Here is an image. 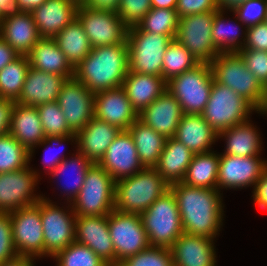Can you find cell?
<instances>
[{
    "label": "cell",
    "mask_w": 267,
    "mask_h": 266,
    "mask_svg": "<svg viewBox=\"0 0 267 266\" xmlns=\"http://www.w3.org/2000/svg\"><path fill=\"white\" fill-rule=\"evenodd\" d=\"M193 156L194 153L180 141L167 138L154 168L169 185L182 182Z\"/></svg>",
    "instance_id": "1f68e13d"
},
{
    "label": "cell",
    "mask_w": 267,
    "mask_h": 266,
    "mask_svg": "<svg viewBox=\"0 0 267 266\" xmlns=\"http://www.w3.org/2000/svg\"><path fill=\"white\" fill-rule=\"evenodd\" d=\"M121 0H86L83 4L93 10H104L117 13Z\"/></svg>",
    "instance_id": "11a10c76"
},
{
    "label": "cell",
    "mask_w": 267,
    "mask_h": 266,
    "mask_svg": "<svg viewBox=\"0 0 267 266\" xmlns=\"http://www.w3.org/2000/svg\"><path fill=\"white\" fill-rule=\"evenodd\" d=\"M179 16L175 9L151 8L137 25L144 32L168 35L176 38Z\"/></svg>",
    "instance_id": "60d3db41"
},
{
    "label": "cell",
    "mask_w": 267,
    "mask_h": 266,
    "mask_svg": "<svg viewBox=\"0 0 267 266\" xmlns=\"http://www.w3.org/2000/svg\"><path fill=\"white\" fill-rule=\"evenodd\" d=\"M46 1L47 0H17L19 8L22 12H32Z\"/></svg>",
    "instance_id": "91938a15"
},
{
    "label": "cell",
    "mask_w": 267,
    "mask_h": 266,
    "mask_svg": "<svg viewBox=\"0 0 267 266\" xmlns=\"http://www.w3.org/2000/svg\"><path fill=\"white\" fill-rule=\"evenodd\" d=\"M115 180L98 164L87 171L82 188L72 201L79 216H108L114 210Z\"/></svg>",
    "instance_id": "52a82bcc"
},
{
    "label": "cell",
    "mask_w": 267,
    "mask_h": 266,
    "mask_svg": "<svg viewBox=\"0 0 267 266\" xmlns=\"http://www.w3.org/2000/svg\"><path fill=\"white\" fill-rule=\"evenodd\" d=\"M245 27L266 21L267 0H247L233 11Z\"/></svg>",
    "instance_id": "bcb514c9"
},
{
    "label": "cell",
    "mask_w": 267,
    "mask_h": 266,
    "mask_svg": "<svg viewBox=\"0 0 267 266\" xmlns=\"http://www.w3.org/2000/svg\"><path fill=\"white\" fill-rule=\"evenodd\" d=\"M76 18L81 23L92 48L126 42L128 28L123 24L118 13L93 10L79 5Z\"/></svg>",
    "instance_id": "9a60e30c"
},
{
    "label": "cell",
    "mask_w": 267,
    "mask_h": 266,
    "mask_svg": "<svg viewBox=\"0 0 267 266\" xmlns=\"http://www.w3.org/2000/svg\"><path fill=\"white\" fill-rule=\"evenodd\" d=\"M2 37L18 55H28L41 38L31 12H21L0 21Z\"/></svg>",
    "instance_id": "4316f807"
},
{
    "label": "cell",
    "mask_w": 267,
    "mask_h": 266,
    "mask_svg": "<svg viewBox=\"0 0 267 266\" xmlns=\"http://www.w3.org/2000/svg\"><path fill=\"white\" fill-rule=\"evenodd\" d=\"M75 3H77L78 5H83L85 3L86 0H72Z\"/></svg>",
    "instance_id": "e7e4bbea"
},
{
    "label": "cell",
    "mask_w": 267,
    "mask_h": 266,
    "mask_svg": "<svg viewBox=\"0 0 267 266\" xmlns=\"http://www.w3.org/2000/svg\"><path fill=\"white\" fill-rule=\"evenodd\" d=\"M122 87L126 91L132 107L139 114L167 90V82L160 76L129 71Z\"/></svg>",
    "instance_id": "4dcf8cb0"
},
{
    "label": "cell",
    "mask_w": 267,
    "mask_h": 266,
    "mask_svg": "<svg viewBox=\"0 0 267 266\" xmlns=\"http://www.w3.org/2000/svg\"><path fill=\"white\" fill-rule=\"evenodd\" d=\"M256 108L231 88L213 80L210 98L201 114L219 134L235 125L248 121Z\"/></svg>",
    "instance_id": "277c9868"
},
{
    "label": "cell",
    "mask_w": 267,
    "mask_h": 266,
    "mask_svg": "<svg viewBox=\"0 0 267 266\" xmlns=\"http://www.w3.org/2000/svg\"><path fill=\"white\" fill-rule=\"evenodd\" d=\"M56 204L45 195L40 199V214L44 232V257L53 258L75 241L76 215L71 203H65L67 204L66 208Z\"/></svg>",
    "instance_id": "30bf717a"
},
{
    "label": "cell",
    "mask_w": 267,
    "mask_h": 266,
    "mask_svg": "<svg viewBox=\"0 0 267 266\" xmlns=\"http://www.w3.org/2000/svg\"><path fill=\"white\" fill-rule=\"evenodd\" d=\"M21 12L17 0H0V21Z\"/></svg>",
    "instance_id": "6f0895ef"
},
{
    "label": "cell",
    "mask_w": 267,
    "mask_h": 266,
    "mask_svg": "<svg viewBox=\"0 0 267 266\" xmlns=\"http://www.w3.org/2000/svg\"><path fill=\"white\" fill-rule=\"evenodd\" d=\"M172 40L168 35L144 32L138 26L128 28L129 71L162 77L164 53Z\"/></svg>",
    "instance_id": "ba28073f"
},
{
    "label": "cell",
    "mask_w": 267,
    "mask_h": 266,
    "mask_svg": "<svg viewBox=\"0 0 267 266\" xmlns=\"http://www.w3.org/2000/svg\"><path fill=\"white\" fill-rule=\"evenodd\" d=\"M18 256L13 244L9 213H0V263Z\"/></svg>",
    "instance_id": "681fc988"
},
{
    "label": "cell",
    "mask_w": 267,
    "mask_h": 266,
    "mask_svg": "<svg viewBox=\"0 0 267 266\" xmlns=\"http://www.w3.org/2000/svg\"><path fill=\"white\" fill-rule=\"evenodd\" d=\"M54 39L74 68L92 50L90 41L77 18L62 29Z\"/></svg>",
    "instance_id": "d590c367"
},
{
    "label": "cell",
    "mask_w": 267,
    "mask_h": 266,
    "mask_svg": "<svg viewBox=\"0 0 267 266\" xmlns=\"http://www.w3.org/2000/svg\"><path fill=\"white\" fill-rule=\"evenodd\" d=\"M214 240L183 232L170 247L173 266H217Z\"/></svg>",
    "instance_id": "44dd1931"
},
{
    "label": "cell",
    "mask_w": 267,
    "mask_h": 266,
    "mask_svg": "<svg viewBox=\"0 0 267 266\" xmlns=\"http://www.w3.org/2000/svg\"><path fill=\"white\" fill-rule=\"evenodd\" d=\"M216 12H205L179 18L176 40L199 62L211 63L220 53L212 38Z\"/></svg>",
    "instance_id": "4fadbf2b"
},
{
    "label": "cell",
    "mask_w": 267,
    "mask_h": 266,
    "mask_svg": "<svg viewBox=\"0 0 267 266\" xmlns=\"http://www.w3.org/2000/svg\"><path fill=\"white\" fill-rule=\"evenodd\" d=\"M121 130L93 117L76 133V150L92 163L97 164Z\"/></svg>",
    "instance_id": "d4e9b609"
},
{
    "label": "cell",
    "mask_w": 267,
    "mask_h": 266,
    "mask_svg": "<svg viewBox=\"0 0 267 266\" xmlns=\"http://www.w3.org/2000/svg\"><path fill=\"white\" fill-rule=\"evenodd\" d=\"M179 18L205 12H217V0H178L175 9Z\"/></svg>",
    "instance_id": "816d5d0a"
},
{
    "label": "cell",
    "mask_w": 267,
    "mask_h": 266,
    "mask_svg": "<svg viewBox=\"0 0 267 266\" xmlns=\"http://www.w3.org/2000/svg\"><path fill=\"white\" fill-rule=\"evenodd\" d=\"M252 193L255 205L267 211V167L263 170Z\"/></svg>",
    "instance_id": "f5cc1de1"
},
{
    "label": "cell",
    "mask_w": 267,
    "mask_h": 266,
    "mask_svg": "<svg viewBox=\"0 0 267 266\" xmlns=\"http://www.w3.org/2000/svg\"><path fill=\"white\" fill-rule=\"evenodd\" d=\"M34 258L28 256H17L11 260L0 263V266H35Z\"/></svg>",
    "instance_id": "680465c9"
},
{
    "label": "cell",
    "mask_w": 267,
    "mask_h": 266,
    "mask_svg": "<svg viewBox=\"0 0 267 266\" xmlns=\"http://www.w3.org/2000/svg\"><path fill=\"white\" fill-rule=\"evenodd\" d=\"M248 120L244 123L235 125L218 134V140L223 139L226 147L221 154L233 155L238 157L260 156L263 147L262 138L258 127ZM257 129V130H256Z\"/></svg>",
    "instance_id": "f546056e"
},
{
    "label": "cell",
    "mask_w": 267,
    "mask_h": 266,
    "mask_svg": "<svg viewBox=\"0 0 267 266\" xmlns=\"http://www.w3.org/2000/svg\"><path fill=\"white\" fill-rule=\"evenodd\" d=\"M176 197L183 231L216 239L223 226L224 205L220 191L177 182L169 185Z\"/></svg>",
    "instance_id": "6da1fadb"
},
{
    "label": "cell",
    "mask_w": 267,
    "mask_h": 266,
    "mask_svg": "<svg viewBox=\"0 0 267 266\" xmlns=\"http://www.w3.org/2000/svg\"><path fill=\"white\" fill-rule=\"evenodd\" d=\"M129 72L128 44L99 46L74 68V77L93 94L123 85Z\"/></svg>",
    "instance_id": "7a4b0ae2"
},
{
    "label": "cell",
    "mask_w": 267,
    "mask_h": 266,
    "mask_svg": "<svg viewBox=\"0 0 267 266\" xmlns=\"http://www.w3.org/2000/svg\"><path fill=\"white\" fill-rule=\"evenodd\" d=\"M30 67L54 73L65 79L74 77V67L58 47L54 38H40L27 55Z\"/></svg>",
    "instance_id": "f1b7e54d"
},
{
    "label": "cell",
    "mask_w": 267,
    "mask_h": 266,
    "mask_svg": "<svg viewBox=\"0 0 267 266\" xmlns=\"http://www.w3.org/2000/svg\"><path fill=\"white\" fill-rule=\"evenodd\" d=\"M30 162V152L12 135H0V173L25 168Z\"/></svg>",
    "instance_id": "ab89813d"
},
{
    "label": "cell",
    "mask_w": 267,
    "mask_h": 266,
    "mask_svg": "<svg viewBox=\"0 0 267 266\" xmlns=\"http://www.w3.org/2000/svg\"><path fill=\"white\" fill-rule=\"evenodd\" d=\"M212 150L194 154L182 183L191 187L217 190L220 154Z\"/></svg>",
    "instance_id": "e575fe53"
},
{
    "label": "cell",
    "mask_w": 267,
    "mask_h": 266,
    "mask_svg": "<svg viewBox=\"0 0 267 266\" xmlns=\"http://www.w3.org/2000/svg\"><path fill=\"white\" fill-rule=\"evenodd\" d=\"M29 67L28 56L19 55L0 71V98L19 99Z\"/></svg>",
    "instance_id": "74e56055"
},
{
    "label": "cell",
    "mask_w": 267,
    "mask_h": 266,
    "mask_svg": "<svg viewBox=\"0 0 267 266\" xmlns=\"http://www.w3.org/2000/svg\"><path fill=\"white\" fill-rule=\"evenodd\" d=\"M210 63L198 65L167 81V91L180 103L183 114L201 115L213 84Z\"/></svg>",
    "instance_id": "8992f818"
},
{
    "label": "cell",
    "mask_w": 267,
    "mask_h": 266,
    "mask_svg": "<svg viewBox=\"0 0 267 266\" xmlns=\"http://www.w3.org/2000/svg\"><path fill=\"white\" fill-rule=\"evenodd\" d=\"M12 238L19 256L34 259L44 257V232L40 214V200L33 205L9 213Z\"/></svg>",
    "instance_id": "7c38bea8"
},
{
    "label": "cell",
    "mask_w": 267,
    "mask_h": 266,
    "mask_svg": "<svg viewBox=\"0 0 267 266\" xmlns=\"http://www.w3.org/2000/svg\"><path fill=\"white\" fill-rule=\"evenodd\" d=\"M140 217L151 246L170 248L184 232L177 200L170 189Z\"/></svg>",
    "instance_id": "5b68a950"
},
{
    "label": "cell",
    "mask_w": 267,
    "mask_h": 266,
    "mask_svg": "<svg viewBox=\"0 0 267 266\" xmlns=\"http://www.w3.org/2000/svg\"><path fill=\"white\" fill-rule=\"evenodd\" d=\"M169 190V184L155 168L144 167L133 176L115 181L114 209L141 214Z\"/></svg>",
    "instance_id": "3957f363"
},
{
    "label": "cell",
    "mask_w": 267,
    "mask_h": 266,
    "mask_svg": "<svg viewBox=\"0 0 267 266\" xmlns=\"http://www.w3.org/2000/svg\"><path fill=\"white\" fill-rule=\"evenodd\" d=\"M256 113L267 115V85L264 86L262 100L260 105L256 108Z\"/></svg>",
    "instance_id": "be15d7a7"
},
{
    "label": "cell",
    "mask_w": 267,
    "mask_h": 266,
    "mask_svg": "<svg viewBox=\"0 0 267 266\" xmlns=\"http://www.w3.org/2000/svg\"><path fill=\"white\" fill-rule=\"evenodd\" d=\"M45 136H68L74 134L68 127L57 101L37 107Z\"/></svg>",
    "instance_id": "7bdbcfd3"
},
{
    "label": "cell",
    "mask_w": 267,
    "mask_h": 266,
    "mask_svg": "<svg viewBox=\"0 0 267 266\" xmlns=\"http://www.w3.org/2000/svg\"><path fill=\"white\" fill-rule=\"evenodd\" d=\"M8 133L30 152L31 160L36 146L46 137L37 107L15 102Z\"/></svg>",
    "instance_id": "484cf974"
},
{
    "label": "cell",
    "mask_w": 267,
    "mask_h": 266,
    "mask_svg": "<svg viewBox=\"0 0 267 266\" xmlns=\"http://www.w3.org/2000/svg\"><path fill=\"white\" fill-rule=\"evenodd\" d=\"M75 241L89 247L109 266H115V251L107 216L76 217Z\"/></svg>",
    "instance_id": "ffe728a7"
},
{
    "label": "cell",
    "mask_w": 267,
    "mask_h": 266,
    "mask_svg": "<svg viewBox=\"0 0 267 266\" xmlns=\"http://www.w3.org/2000/svg\"><path fill=\"white\" fill-rule=\"evenodd\" d=\"M78 6L72 0H47L34 9L31 14L39 36L54 38L76 18Z\"/></svg>",
    "instance_id": "cb8c5ba5"
},
{
    "label": "cell",
    "mask_w": 267,
    "mask_h": 266,
    "mask_svg": "<svg viewBox=\"0 0 267 266\" xmlns=\"http://www.w3.org/2000/svg\"><path fill=\"white\" fill-rule=\"evenodd\" d=\"M247 0H217L218 9L223 10L226 12H232L234 11L238 6H240L243 2H246Z\"/></svg>",
    "instance_id": "94428289"
},
{
    "label": "cell",
    "mask_w": 267,
    "mask_h": 266,
    "mask_svg": "<svg viewBox=\"0 0 267 266\" xmlns=\"http://www.w3.org/2000/svg\"><path fill=\"white\" fill-rule=\"evenodd\" d=\"M97 164L115 181L133 176L144 168L128 130L119 132Z\"/></svg>",
    "instance_id": "ac0fdd59"
},
{
    "label": "cell",
    "mask_w": 267,
    "mask_h": 266,
    "mask_svg": "<svg viewBox=\"0 0 267 266\" xmlns=\"http://www.w3.org/2000/svg\"><path fill=\"white\" fill-rule=\"evenodd\" d=\"M151 0H121L118 16L127 28L137 26L151 10Z\"/></svg>",
    "instance_id": "f6af8a7d"
},
{
    "label": "cell",
    "mask_w": 267,
    "mask_h": 266,
    "mask_svg": "<svg viewBox=\"0 0 267 266\" xmlns=\"http://www.w3.org/2000/svg\"><path fill=\"white\" fill-rule=\"evenodd\" d=\"M210 66L216 82L231 88L255 108L260 105L264 87L246 68L238 53H219Z\"/></svg>",
    "instance_id": "9c48e42d"
},
{
    "label": "cell",
    "mask_w": 267,
    "mask_h": 266,
    "mask_svg": "<svg viewBox=\"0 0 267 266\" xmlns=\"http://www.w3.org/2000/svg\"><path fill=\"white\" fill-rule=\"evenodd\" d=\"M266 167L267 160L260 156L238 157L220 153L217 190H239L249 186L254 190Z\"/></svg>",
    "instance_id": "e0dca14e"
},
{
    "label": "cell",
    "mask_w": 267,
    "mask_h": 266,
    "mask_svg": "<svg viewBox=\"0 0 267 266\" xmlns=\"http://www.w3.org/2000/svg\"><path fill=\"white\" fill-rule=\"evenodd\" d=\"M18 56V53L0 37V71Z\"/></svg>",
    "instance_id": "9f6ffc18"
},
{
    "label": "cell",
    "mask_w": 267,
    "mask_h": 266,
    "mask_svg": "<svg viewBox=\"0 0 267 266\" xmlns=\"http://www.w3.org/2000/svg\"><path fill=\"white\" fill-rule=\"evenodd\" d=\"M107 220L115 251V266L151 246L140 214L122 213L114 209Z\"/></svg>",
    "instance_id": "8fae6325"
},
{
    "label": "cell",
    "mask_w": 267,
    "mask_h": 266,
    "mask_svg": "<svg viewBox=\"0 0 267 266\" xmlns=\"http://www.w3.org/2000/svg\"><path fill=\"white\" fill-rule=\"evenodd\" d=\"M53 259L57 266H109L89 247L76 241L58 252Z\"/></svg>",
    "instance_id": "b9f144b4"
},
{
    "label": "cell",
    "mask_w": 267,
    "mask_h": 266,
    "mask_svg": "<svg viewBox=\"0 0 267 266\" xmlns=\"http://www.w3.org/2000/svg\"><path fill=\"white\" fill-rule=\"evenodd\" d=\"M94 117L126 131L138 119V113L121 86L95 94Z\"/></svg>",
    "instance_id": "d6986e66"
},
{
    "label": "cell",
    "mask_w": 267,
    "mask_h": 266,
    "mask_svg": "<svg viewBox=\"0 0 267 266\" xmlns=\"http://www.w3.org/2000/svg\"><path fill=\"white\" fill-rule=\"evenodd\" d=\"M174 138L194 154L212 151L218 140L217 132L204 120L202 115L183 114Z\"/></svg>",
    "instance_id": "83f0119b"
},
{
    "label": "cell",
    "mask_w": 267,
    "mask_h": 266,
    "mask_svg": "<svg viewBox=\"0 0 267 266\" xmlns=\"http://www.w3.org/2000/svg\"><path fill=\"white\" fill-rule=\"evenodd\" d=\"M39 173V170L30 165L16 171L0 173V213H10L36 204L43 197L34 193L42 179Z\"/></svg>",
    "instance_id": "5bb4252c"
},
{
    "label": "cell",
    "mask_w": 267,
    "mask_h": 266,
    "mask_svg": "<svg viewBox=\"0 0 267 266\" xmlns=\"http://www.w3.org/2000/svg\"><path fill=\"white\" fill-rule=\"evenodd\" d=\"M182 115L180 103L166 90L138 114V119L167 139L175 136Z\"/></svg>",
    "instance_id": "7402d4cb"
},
{
    "label": "cell",
    "mask_w": 267,
    "mask_h": 266,
    "mask_svg": "<svg viewBox=\"0 0 267 266\" xmlns=\"http://www.w3.org/2000/svg\"><path fill=\"white\" fill-rule=\"evenodd\" d=\"M76 153H72V156L70 159L65 158L49 175L52 179H60L67 170L72 169L74 172V179L72 178V181L66 180L68 182L65 183L64 181L62 183V196L66 198L68 203H72V201L77 197L80 189L83 186L85 176L87 174L88 169L94 164L89 159H87L82 153L75 150ZM68 171V172H69ZM72 172V176H73ZM52 176V177H51ZM71 178V177H70ZM62 179V178H61ZM61 182V181H60ZM73 182V183H72ZM65 184V185H64Z\"/></svg>",
    "instance_id": "8d00e7d4"
},
{
    "label": "cell",
    "mask_w": 267,
    "mask_h": 266,
    "mask_svg": "<svg viewBox=\"0 0 267 266\" xmlns=\"http://www.w3.org/2000/svg\"><path fill=\"white\" fill-rule=\"evenodd\" d=\"M246 40L241 50L267 51V21L246 28Z\"/></svg>",
    "instance_id": "f907efd6"
},
{
    "label": "cell",
    "mask_w": 267,
    "mask_h": 266,
    "mask_svg": "<svg viewBox=\"0 0 267 266\" xmlns=\"http://www.w3.org/2000/svg\"><path fill=\"white\" fill-rule=\"evenodd\" d=\"M94 96L95 94L75 77L63 82L57 102L73 133L76 134L84 128L94 117Z\"/></svg>",
    "instance_id": "2e32d148"
},
{
    "label": "cell",
    "mask_w": 267,
    "mask_h": 266,
    "mask_svg": "<svg viewBox=\"0 0 267 266\" xmlns=\"http://www.w3.org/2000/svg\"><path fill=\"white\" fill-rule=\"evenodd\" d=\"M14 105V101L0 98V135H4L9 132L11 114Z\"/></svg>",
    "instance_id": "db71d44e"
},
{
    "label": "cell",
    "mask_w": 267,
    "mask_h": 266,
    "mask_svg": "<svg viewBox=\"0 0 267 266\" xmlns=\"http://www.w3.org/2000/svg\"><path fill=\"white\" fill-rule=\"evenodd\" d=\"M66 141H68V142L71 141L70 144H72V142H73V144L76 145V134L74 133V134H71V135H68V136H47L36 147H38V146L39 147L40 146L43 147L45 145L44 146L45 149L49 148L51 150V148L55 147L56 145L64 146L62 144L66 143ZM49 149H48V151L45 150V154L47 152V155L44 156V159L42 161L43 162L42 164H44V167L48 170V171L45 172V173L48 172L47 175H49L66 158V156L64 154L60 153V152H59L60 155L58 153H48V152H51ZM61 149H62V147H61Z\"/></svg>",
    "instance_id": "c3c4849f"
},
{
    "label": "cell",
    "mask_w": 267,
    "mask_h": 266,
    "mask_svg": "<svg viewBox=\"0 0 267 266\" xmlns=\"http://www.w3.org/2000/svg\"><path fill=\"white\" fill-rule=\"evenodd\" d=\"M65 80L61 75L29 67L21 95L16 103L38 107L45 103L55 102Z\"/></svg>",
    "instance_id": "603a6c76"
},
{
    "label": "cell",
    "mask_w": 267,
    "mask_h": 266,
    "mask_svg": "<svg viewBox=\"0 0 267 266\" xmlns=\"http://www.w3.org/2000/svg\"><path fill=\"white\" fill-rule=\"evenodd\" d=\"M200 62L176 39L166 47L162 62V77L167 82L171 78L192 69Z\"/></svg>",
    "instance_id": "f35d334b"
},
{
    "label": "cell",
    "mask_w": 267,
    "mask_h": 266,
    "mask_svg": "<svg viewBox=\"0 0 267 266\" xmlns=\"http://www.w3.org/2000/svg\"><path fill=\"white\" fill-rule=\"evenodd\" d=\"M128 131L133 137L138 158L147 168H154L164 149L166 138L137 119Z\"/></svg>",
    "instance_id": "836d02e7"
},
{
    "label": "cell",
    "mask_w": 267,
    "mask_h": 266,
    "mask_svg": "<svg viewBox=\"0 0 267 266\" xmlns=\"http://www.w3.org/2000/svg\"><path fill=\"white\" fill-rule=\"evenodd\" d=\"M238 54L243 59L246 68L264 87L267 85V51L240 50Z\"/></svg>",
    "instance_id": "7dc6e473"
},
{
    "label": "cell",
    "mask_w": 267,
    "mask_h": 266,
    "mask_svg": "<svg viewBox=\"0 0 267 266\" xmlns=\"http://www.w3.org/2000/svg\"><path fill=\"white\" fill-rule=\"evenodd\" d=\"M224 12L223 10H218L214 14L211 32L213 43L220 53H238L243 49L247 27H243L245 24L239 20L238 16L233 11L232 13L233 16L235 15V21H230V18L228 20L226 18L225 20ZM243 28L245 29L243 30Z\"/></svg>",
    "instance_id": "d6a6232c"
},
{
    "label": "cell",
    "mask_w": 267,
    "mask_h": 266,
    "mask_svg": "<svg viewBox=\"0 0 267 266\" xmlns=\"http://www.w3.org/2000/svg\"><path fill=\"white\" fill-rule=\"evenodd\" d=\"M117 266H173L170 248L150 246Z\"/></svg>",
    "instance_id": "ee69618b"
},
{
    "label": "cell",
    "mask_w": 267,
    "mask_h": 266,
    "mask_svg": "<svg viewBox=\"0 0 267 266\" xmlns=\"http://www.w3.org/2000/svg\"><path fill=\"white\" fill-rule=\"evenodd\" d=\"M178 0H151L152 8L176 9Z\"/></svg>",
    "instance_id": "6125c7cd"
}]
</instances>
